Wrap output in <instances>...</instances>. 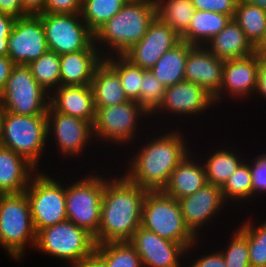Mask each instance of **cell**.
Here are the masks:
<instances>
[{"label": "cell", "mask_w": 266, "mask_h": 267, "mask_svg": "<svg viewBox=\"0 0 266 267\" xmlns=\"http://www.w3.org/2000/svg\"><path fill=\"white\" fill-rule=\"evenodd\" d=\"M106 177L102 195L101 221L96 244L129 241L141 226L143 204L147 189L131 182L119 172Z\"/></svg>", "instance_id": "7a4b0ae2"}, {"label": "cell", "mask_w": 266, "mask_h": 267, "mask_svg": "<svg viewBox=\"0 0 266 267\" xmlns=\"http://www.w3.org/2000/svg\"><path fill=\"white\" fill-rule=\"evenodd\" d=\"M156 17L171 27L179 36L188 28L192 21L195 7L192 0H154Z\"/></svg>", "instance_id": "4dcf8cb0"}, {"label": "cell", "mask_w": 266, "mask_h": 267, "mask_svg": "<svg viewBox=\"0 0 266 267\" xmlns=\"http://www.w3.org/2000/svg\"><path fill=\"white\" fill-rule=\"evenodd\" d=\"M52 137H51V136ZM51 137V138H50ZM54 142L61 158L82 157L94 140L93 124L80 118L54 111H47V143ZM93 139V140H92Z\"/></svg>", "instance_id": "4fadbf2b"}, {"label": "cell", "mask_w": 266, "mask_h": 267, "mask_svg": "<svg viewBox=\"0 0 266 267\" xmlns=\"http://www.w3.org/2000/svg\"><path fill=\"white\" fill-rule=\"evenodd\" d=\"M95 253L107 267H143L140 256L129 241L96 244Z\"/></svg>", "instance_id": "1f68e13d"}, {"label": "cell", "mask_w": 266, "mask_h": 267, "mask_svg": "<svg viewBox=\"0 0 266 267\" xmlns=\"http://www.w3.org/2000/svg\"><path fill=\"white\" fill-rule=\"evenodd\" d=\"M165 89L164 85L150 70L143 69L139 104L149 115L152 116L162 104Z\"/></svg>", "instance_id": "f35d334b"}, {"label": "cell", "mask_w": 266, "mask_h": 267, "mask_svg": "<svg viewBox=\"0 0 266 267\" xmlns=\"http://www.w3.org/2000/svg\"><path fill=\"white\" fill-rule=\"evenodd\" d=\"M0 103L5 112L47 115L49 93L38 84L28 65L15 64L0 93Z\"/></svg>", "instance_id": "8fae6325"}, {"label": "cell", "mask_w": 266, "mask_h": 267, "mask_svg": "<svg viewBox=\"0 0 266 267\" xmlns=\"http://www.w3.org/2000/svg\"><path fill=\"white\" fill-rule=\"evenodd\" d=\"M3 118H4V110L2 108V104L0 103V146H2Z\"/></svg>", "instance_id": "816d5d0a"}, {"label": "cell", "mask_w": 266, "mask_h": 267, "mask_svg": "<svg viewBox=\"0 0 266 267\" xmlns=\"http://www.w3.org/2000/svg\"><path fill=\"white\" fill-rule=\"evenodd\" d=\"M129 0H82L81 15L88 28L95 33L113 18Z\"/></svg>", "instance_id": "836d02e7"}, {"label": "cell", "mask_w": 266, "mask_h": 267, "mask_svg": "<svg viewBox=\"0 0 266 267\" xmlns=\"http://www.w3.org/2000/svg\"><path fill=\"white\" fill-rule=\"evenodd\" d=\"M94 172H97L96 169L92 174L81 175L82 178L76 179L78 181L71 182L68 179L66 183L67 219L93 237L100 226L102 195L106 184V176Z\"/></svg>", "instance_id": "52a82bcc"}, {"label": "cell", "mask_w": 266, "mask_h": 267, "mask_svg": "<svg viewBox=\"0 0 266 267\" xmlns=\"http://www.w3.org/2000/svg\"><path fill=\"white\" fill-rule=\"evenodd\" d=\"M193 153L190 151L171 173L168 183L162 189L168 196L180 200L193 195L207 184L205 166Z\"/></svg>", "instance_id": "7402d4cb"}, {"label": "cell", "mask_w": 266, "mask_h": 267, "mask_svg": "<svg viewBox=\"0 0 266 267\" xmlns=\"http://www.w3.org/2000/svg\"><path fill=\"white\" fill-rule=\"evenodd\" d=\"M47 143V115H18L4 111L2 146L25 157L38 170ZM44 151V152H43ZM40 163V164H38Z\"/></svg>", "instance_id": "9c48e42d"}, {"label": "cell", "mask_w": 266, "mask_h": 267, "mask_svg": "<svg viewBox=\"0 0 266 267\" xmlns=\"http://www.w3.org/2000/svg\"><path fill=\"white\" fill-rule=\"evenodd\" d=\"M8 57L15 64H26L48 51L45 30L38 15L16 18L8 37Z\"/></svg>", "instance_id": "2e32d148"}, {"label": "cell", "mask_w": 266, "mask_h": 267, "mask_svg": "<svg viewBox=\"0 0 266 267\" xmlns=\"http://www.w3.org/2000/svg\"><path fill=\"white\" fill-rule=\"evenodd\" d=\"M192 47L193 45L181 40L150 69L165 88L185 80L186 60Z\"/></svg>", "instance_id": "83f0119b"}, {"label": "cell", "mask_w": 266, "mask_h": 267, "mask_svg": "<svg viewBox=\"0 0 266 267\" xmlns=\"http://www.w3.org/2000/svg\"><path fill=\"white\" fill-rule=\"evenodd\" d=\"M104 61L119 75L122 88L129 100L140 101V86L143 69L133 65L123 55L104 58Z\"/></svg>", "instance_id": "e575fe53"}, {"label": "cell", "mask_w": 266, "mask_h": 267, "mask_svg": "<svg viewBox=\"0 0 266 267\" xmlns=\"http://www.w3.org/2000/svg\"><path fill=\"white\" fill-rule=\"evenodd\" d=\"M95 109L128 102L119 75L103 61L95 70L91 82Z\"/></svg>", "instance_id": "484cf974"}, {"label": "cell", "mask_w": 266, "mask_h": 267, "mask_svg": "<svg viewBox=\"0 0 266 267\" xmlns=\"http://www.w3.org/2000/svg\"><path fill=\"white\" fill-rule=\"evenodd\" d=\"M14 65L15 63L8 56H0V93L4 89Z\"/></svg>", "instance_id": "7dc6e473"}, {"label": "cell", "mask_w": 266, "mask_h": 267, "mask_svg": "<svg viewBox=\"0 0 266 267\" xmlns=\"http://www.w3.org/2000/svg\"><path fill=\"white\" fill-rule=\"evenodd\" d=\"M214 105L213 97L204 89L195 83L184 80L165 89L162 104L150 117L153 120L155 116L165 114V117L172 116L174 120L175 117H179L180 121L181 118L194 117L195 119L196 116L199 118V115L206 113L210 107L213 109Z\"/></svg>", "instance_id": "9a60e30c"}, {"label": "cell", "mask_w": 266, "mask_h": 267, "mask_svg": "<svg viewBox=\"0 0 266 267\" xmlns=\"http://www.w3.org/2000/svg\"><path fill=\"white\" fill-rule=\"evenodd\" d=\"M181 41V37L157 17L148 26L143 38L123 56L133 65L150 70L169 49Z\"/></svg>", "instance_id": "ac0fdd59"}, {"label": "cell", "mask_w": 266, "mask_h": 267, "mask_svg": "<svg viewBox=\"0 0 266 267\" xmlns=\"http://www.w3.org/2000/svg\"><path fill=\"white\" fill-rule=\"evenodd\" d=\"M35 231L26 192L0 194V248L14 261H22L35 248Z\"/></svg>", "instance_id": "277c9868"}, {"label": "cell", "mask_w": 266, "mask_h": 267, "mask_svg": "<svg viewBox=\"0 0 266 267\" xmlns=\"http://www.w3.org/2000/svg\"><path fill=\"white\" fill-rule=\"evenodd\" d=\"M156 17L154 0H129L94 33V43L104 58L123 55L146 34Z\"/></svg>", "instance_id": "3957f363"}, {"label": "cell", "mask_w": 266, "mask_h": 267, "mask_svg": "<svg viewBox=\"0 0 266 267\" xmlns=\"http://www.w3.org/2000/svg\"><path fill=\"white\" fill-rule=\"evenodd\" d=\"M205 47L217 58L224 61L241 59L254 55L258 51L233 18Z\"/></svg>", "instance_id": "d4e9b609"}, {"label": "cell", "mask_w": 266, "mask_h": 267, "mask_svg": "<svg viewBox=\"0 0 266 267\" xmlns=\"http://www.w3.org/2000/svg\"><path fill=\"white\" fill-rule=\"evenodd\" d=\"M56 179L42 169L38 170L25 190L37 233L41 229L67 220L66 183L59 178Z\"/></svg>", "instance_id": "30bf717a"}, {"label": "cell", "mask_w": 266, "mask_h": 267, "mask_svg": "<svg viewBox=\"0 0 266 267\" xmlns=\"http://www.w3.org/2000/svg\"><path fill=\"white\" fill-rule=\"evenodd\" d=\"M0 13L22 18L29 15L22 7L21 0H0Z\"/></svg>", "instance_id": "bcb514c9"}, {"label": "cell", "mask_w": 266, "mask_h": 267, "mask_svg": "<svg viewBox=\"0 0 266 267\" xmlns=\"http://www.w3.org/2000/svg\"><path fill=\"white\" fill-rule=\"evenodd\" d=\"M82 0H46L43 13H81Z\"/></svg>", "instance_id": "b9f144b4"}, {"label": "cell", "mask_w": 266, "mask_h": 267, "mask_svg": "<svg viewBox=\"0 0 266 267\" xmlns=\"http://www.w3.org/2000/svg\"><path fill=\"white\" fill-rule=\"evenodd\" d=\"M150 116L140 106L139 102L134 100H129L120 105L100 107L96 110L93 124L94 143L102 142L101 144L105 146V143L111 144L112 142L114 146L117 144L118 147H129L135 144L136 135L142 131L139 126L140 123H145V121H141V119L149 118L150 120Z\"/></svg>", "instance_id": "ba28073f"}, {"label": "cell", "mask_w": 266, "mask_h": 267, "mask_svg": "<svg viewBox=\"0 0 266 267\" xmlns=\"http://www.w3.org/2000/svg\"><path fill=\"white\" fill-rule=\"evenodd\" d=\"M37 171L25 157L0 146V194L25 192Z\"/></svg>", "instance_id": "cb8c5ba5"}, {"label": "cell", "mask_w": 266, "mask_h": 267, "mask_svg": "<svg viewBox=\"0 0 266 267\" xmlns=\"http://www.w3.org/2000/svg\"><path fill=\"white\" fill-rule=\"evenodd\" d=\"M224 60L217 58L205 46H193L185 66V81L199 85L213 98L220 92Z\"/></svg>", "instance_id": "ffe728a7"}, {"label": "cell", "mask_w": 266, "mask_h": 267, "mask_svg": "<svg viewBox=\"0 0 266 267\" xmlns=\"http://www.w3.org/2000/svg\"><path fill=\"white\" fill-rule=\"evenodd\" d=\"M208 151L203 164L205 166L207 183L222 187L227 179L234 173L237 167L245 160L243 155L235 152V149L225 146L223 149ZM241 156V157H240Z\"/></svg>", "instance_id": "f1b7e54d"}, {"label": "cell", "mask_w": 266, "mask_h": 267, "mask_svg": "<svg viewBox=\"0 0 266 267\" xmlns=\"http://www.w3.org/2000/svg\"><path fill=\"white\" fill-rule=\"evenodd\" d=\"M257 79L258 51L254 55L243 57L241 59L225 60L221 89L213 98L215 105H218L221 102L223 103L224 98L228 96L232 100H236V102L238 100H244L243 98L253 97Z\"/></svg>", "instance_id": "d6986e66"}, {"label": "cell", "mask_w": 266, "mask_h": 267, "mask_svg": "<svg viewBox=\"0 0 266 267\" xmlns=\"http://www.w3.org/2000/svg\"><path fill=\"white\" fill-rule=\"evenodd\" d=\"M229 238L228 244L219 249L226 267H250L249 246L247 236L237 227Z\"/></svg>", "instance_id": "74e56055"}, {"label": "cell", "mask_w": 266, "mask_h": 267, "mask_svg": "<svg viewBox=\"0 0 266 267\" xmlns=\"http://www.w3.org/2000/svg\"><path fill=\"white\" fill-rule=\"evenodd\" d=\"M257 50L261 54L266 55V39H265V42Z\"/></svg>", "instance_id": "f5cc1de1"}, {"label": "cell", "mask_w": 266, "mask_h": 267, "mask_svg": "<svg viewBox=\"0 0 266 267\" xmlns=\"http://www.w3.org/2000/svg\"><path fill=\"white\" fill-rule=\"evenodd\" d=\"M49 106L56 112L94 124L96 109L91 85H61L49 94Z\"/></svg>", "instance_id": "44dd1931"}, {"label": "cell", "mask_w": 266, "mask_h": 267, "mask_svg": "<svg viewBox=\"0 0 266 267\" xmlns=\"http://www.w3.org/2000/svg\"><path fill=\"white\" fill-rule=\"evenodd\" d=\"M233 19L244 31L245 36L258 49L266 39V11L258 6L239 0Z\"/></svg>", "instance_id": "f546056e"}, {"label": "cell", "mask_w": 266, "mask_h": 267, "mask_svg": "<svg viewBox=\"0 0 266 267\" xmlns=\"http://www.w3.org/2000/svg\"><path fill=\"white\" fill-rule=\"evenodd\" d=\"M178 201L186 226L198 239L203 237L202 230L206 231L203 228L211 223L214 225L213 219L220 215L223 208L226 209L224 206L230 205L225 201L221 187L208 183L193 195Z\"/></svg>", "instance_id": "e0dca14e"}, {"label": "cell", "mask_w": 266, "mask_h": 267, "mask_svg": "<svg viewBox=\"0 0 266 267\" xmlns=\"http://www.w3.org/2000/svg\"><path fill=\"white\" fill-rule=\"evenodd\" d=\"M28 66L35 80L49 94L61 86L60 55L56 52L48 50Z\"/></svg>", "instance_id": "d590c367"}, {"label": "cell", "mask_w": 266, "mask_h": 267, "mask_svg": "<svg viewBox=\"0 0 266 267\" xmlns=\"http://www.w3.org/2000/svg\"><path fill=\"white\" fill-rule=\"evenodd\" d=\"M199 258L195 259L188 264V267H226L225 260L222 256V253L216 249L213 252L202 254L201 256L198 255Z\"/></svg>", "instance_id": "ee69618b"}, {"label": "cell", "mask_w": 266, "mask_h": 267, "mask_svg": "<svg viewBox=\"0 0 266 267\" xmlns=\"http://www.w3.org/2000/svg\"><path fill=\"white\" fill-rule=\"evenodd\" d=\"M252 159L250 161V170L253 187V199H255L257 196L260 197L261 194H266V153L263 152Z\"/></svg>", "instance_id": "ab89813d"}, {"label": "cell", "mask_w": 266, "mask_h": 267, "mask_svg": "<svg viewBox=\"0 0 266 267\" xmlns=\"http://www.w3.org/2000/svg\"><path fill=\"white\" fill-rule=\"evenodd\" d=\"M231 19L229 15L195 10L189 28L180 36L181 40L193 46H206Z\"/></svg>", "instance_id": "4316f807"}, {"label": "cell", "mask_w": 266, "mask_h": 267, "mask_svg": "<svg viewBox=\"0 0 266 267\" xmlns=\"http://www.w3.org/2000/svg\"><path fill=\"white\" fill-rule=\"evenodd\" d=\"M16 18L0 13V56H8V37Z\"/></svg>", "instance_id": "7bdbcfd3"}, {"label": "cell", "mask_w": 266, "mask_h": 267, "mask_svg": "<svg viewBox=\"0 0 266 267\" xmlns=\"http://www.w3.org/2000/svg\"><path fill=\"white\" fill-rule=\"evenodd\" d=\"M165 129L158 131L157 135L152 131L153 137L148 135L146 143L143 141L137 152H131L126 161L127 169L124 166L122 172L131 182L148 191L162 190L177 165L193 150L182 130L172 129V126Z\"/></svg>", "instance_id": "6da1fadb"}, {"label": "cell", "mask_w": 266, "mask_h": 267, "mask_svg": "<svg viewBox=\"0 0 266 267\" xmlns=\"http://www.w3.org/2000/svg\"><path fill=\"white\" fill-rule=\"evenodd\" d=\"M239 0H192L195 10L229 15L233 18Z\"/></svg>", "instance_id": "60d3db41"}, {"label": "cell", "mask_w": 266, "mask_h": 267, "mask_svg": "<svg viewBox=\"0 0 266 267\" xmlns=\"http://www.w3.org/2000/svg\"><path fill=\"white\" fill-rule=\"evenodd\" d=\"M250 160L245 159L221 187L227 203L253 202V187L250 170Z\"/></svg>", "instance_id": "d6a6232c"}, {"label": "cell", "mask_w": 266, "mask_h": 267, "mask_svg": "<svg viewBox=\"0 0 266 267\" xmlns=\"http://www.w3.org/2000/svg\"><path fill=\"white\" fill-rule=\"evenodd\" d=\"M45 30L48 50L58 55L79 50H98L94 33L82 19L81 13H39Z\"/></svg>", "instance_id": "7c38bea8"}, {"label": "cell", "mask_w": 266, "mask_h": 267, "mask_svg": "<svg viewBox=\"0 0 266 267\" xmlns=\"http://www.w3.org/2000/svg\"><path fill=\"white\" fill-rule=\"evenodd\" d=\"M254 94L258 99L263 97L264 101L266 100V55L260 52H258V79Z\"/></svg>", "instance_id": "f6af8a7d"}, {"label": "cell", "mask_w": 266, "mask_h": 267, "mask_svg": "<svg viewBox=\"0 0 266 267\" xmlns=\"http://www.w3.org/2000/svg\"><path fill=\"white\" fill-rule=\"evenodd\" d=\"M254 222L249 217L237 226L248 239L250 267H266V220Z\"/></svg>", "instance_id": "8d00e7d4"}, {"label": "cell", "mask_w": 266, "mask_h": 267, "mask_svg": "<svg viewBox=\"0 0 266 267\" xmlns=\"http://www.w3.org/2000/svg\"><path fill=\"white\" fill-rule=\"evenodd\" d=\"M72 267H107L105 262L94 252L91 256L85 258L79 264Z\"/></svg>", "instance_id": "681fc988"}, {"label": "cell", "mask_w": 266, "mask_h": 267, "mask_svg": "<svg viewBox=\"0 0 266 267\" xmlns=\"http://www.w3.org/2000/svg\"><path fill=\"white\" fill-rule=\"evenodd\" d=\"M141 227L159 237L181 243L189 249L198 239L186 226L179 201L162 190L148 191L141 215Z\"/></svg>", "instance_id": "5b68a950"}, {"label": "cell", "mask_w": 266, "mask_h": 267, "mask_svg": "<svg viewBox=\"0 0 266 267\" xmlns=\"http://www.w3.org/2000/svg\"><path fill=\"white\" fill-rule=\"evenodd\" d=\"M94 237L68 219L37 233L35 250L72 267L95 252Z\"/></svg>", "instance_id": "8992f818"}, {"label": "cell", "mask_w": 266, "mask_h": 267, "mask_svg": "<svg viewBox=\"0 0 266 267\" xmlns=\"http://www.w3.org/2000/svg\"><path fill=\"white\" fill-rule=\"evenodd\" d=\"M104 61L99 50H79L60 55L62 86L91 85L96 68Z\"/></svg>", "instance_id": "603a6c76"}, {"label": "cell", "mask_w": 266, "mask_h": 267, "mask_svg": "<svg viewBox=\"0 0 266 267\" xmlns=\"http://www.w3.org/2000/svg\"><path fill=\"white\" fill-rule=\"evenodd\" d=\"M46 0H21L23 9L31 15L43 13Z\"/></svg>", "instance_id": "c3c4849f"}, {"label": "cell", "mask_w": 266, "mask_h": 267, "mask_svg": "<svg viewBox=\"0 0 266 267\" xmlns=\"http://www.w3.org/2000/svg\"><path fill=\"white\" fill-rule=\"evenodd\" d=\"M129 242L135 247L143 267H183L182 263L187 262L186 258L191 257L192 261L193 256L190 251L195 252L193 249L196 250V246L199 249L197 244L200 241H196L189 249H186L181 243L163 239L140 226Z\"/></svg>", "instance_id": "5bb4252c"}, {"label": "cell", "mask_w": 266, "mask_h": 267, "mask_svg": "<svg viewBox=\"0 0 266 267\" xmlns=\"http://www.w3.org/2000/svg\"><path fill=\"white\" fill-rule=\"evenodd\" d=\"M242 1L254 6H258L266 11V0H242Z\"/></svg>", "instance_id": "f907efd6"}]
</instances>
